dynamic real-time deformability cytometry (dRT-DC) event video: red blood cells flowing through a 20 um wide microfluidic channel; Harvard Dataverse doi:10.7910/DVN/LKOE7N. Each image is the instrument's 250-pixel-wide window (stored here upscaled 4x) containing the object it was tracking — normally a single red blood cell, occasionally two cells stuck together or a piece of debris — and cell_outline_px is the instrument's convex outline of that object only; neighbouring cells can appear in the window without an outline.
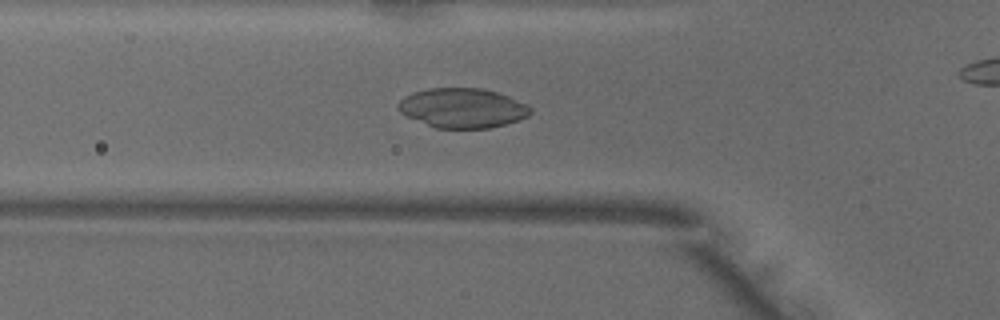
{"species": "common noctule bat (a hibernating species)", "species_latin": "Nyctalus noctula", "temperature_condition": "warm", "stored_images_in_passage": 39, "camera_frame_rate_fps": 3000, "um_per_image_px": 0.085, "animal": {"sex": "male", "body_mass_g": 18.8}, "frame": {"image": 1, "passage_image": 15, "time_ms": 4.667, "image_size_px": [1000, 320], "cell_outline_px": [[532, 112], [528, 116], [520, 120], [488, 128], [436, 128], [408, 116], [400, 112], [396, 108], [396, 104], [404, 96], [412, 92], [428, 88], [480, 88], [496, 92], [508, 96], [528, 104], [532, 108]], "centroid_in_image_um": [39.32, 9.17], "position_along_channel_um": 86.5, "area_um2": 30.58}}
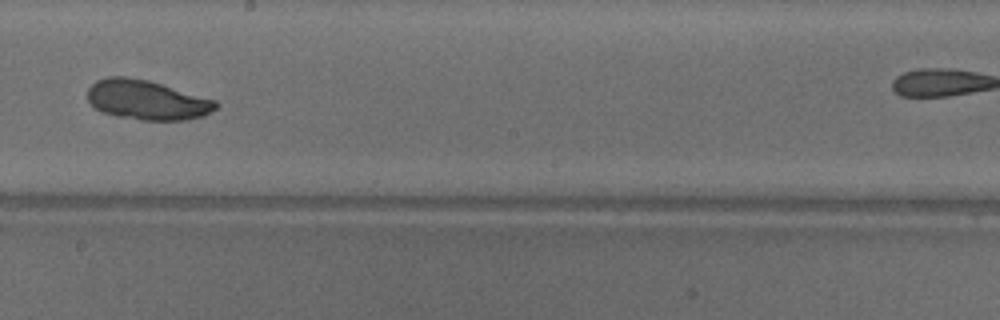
{"frame": {"image": 2, "passage_image": 26, "time_ms": 8.333, "image_size_px": [1000, 320], "cell_outline_px": [[220, 104], [216, 108], [204, 116], [188, 120], [140, 120], [116, 116], [100, 112], [88, 100], [88, 88], [96, 80], [108, 76], [124, 76], [148, 80], [216, 100]], "centroid_in_image_um": [12.48, 8.5], "position_along_channel_um": 235.7, "area_um2": 29.77}}
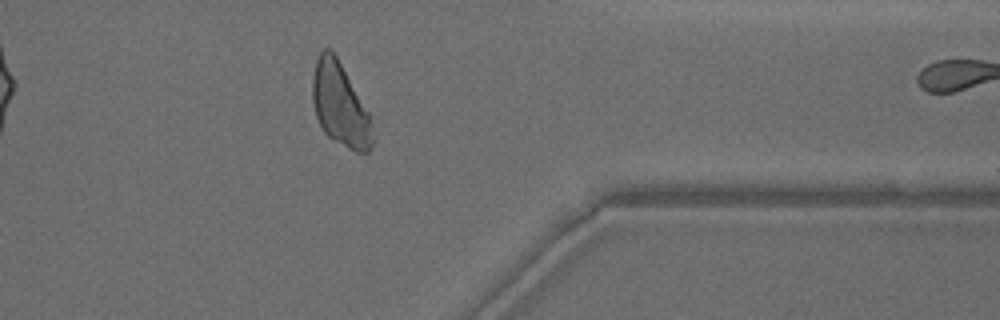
{"frame": {"image": 3, "passage_image": 38, "time_ms": 12.333, "image_size_px": [1000, 320], "cell_outline_px": [[376, 140], [372, 148], [368, 152], [356, 152], [348, 148], [328, 136], [324, 132], [316, 116], [312, 100], [312, 76], [316, 60], [320, 52], [324, 48], [332, 48], [368, 112], [372, 124]], "centroid_in_image_um": [28.92, 8.92], "position_along_channel_um": 382.5, "area_um2": 29.19}}